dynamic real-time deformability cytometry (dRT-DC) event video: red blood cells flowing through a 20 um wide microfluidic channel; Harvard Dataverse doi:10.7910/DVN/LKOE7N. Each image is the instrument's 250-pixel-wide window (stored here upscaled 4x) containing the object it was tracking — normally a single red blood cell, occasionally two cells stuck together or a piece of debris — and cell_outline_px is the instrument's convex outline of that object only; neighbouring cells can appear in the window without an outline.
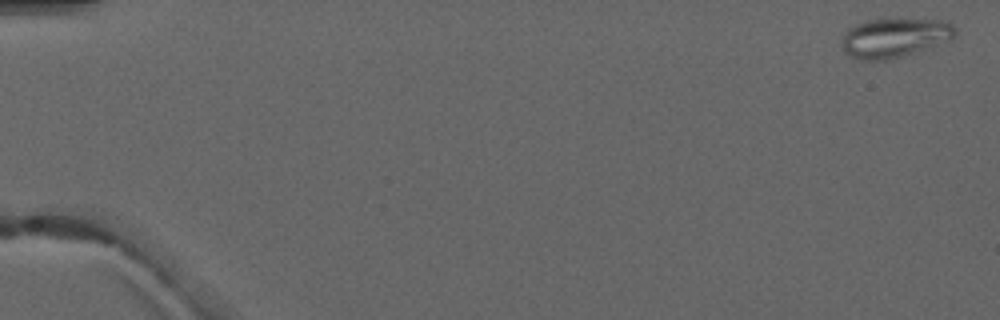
{"species": "common noctule bat (a hibernating species)", "species_latin": "Nyctalus noctula", "temperature_condition": "warm", "stored_images_in_passage": 5, "camera_frame_rate_fps": 3000, "um_per_image_px": 0.085, "animal": {"sex": "male", "forearm_length_mm": 52.5}, "frame": {"image": 1, "passage_image": 1, "time_ms": 0.0, "image_size_px": [1000, 320], "cell_outline_px": [[956, 36], [952, 40], [904, 56], [884, 60], [864, 60], [852, 56], [844, 52], [840, 40], [844, 32], [848, 28], [856, 24], [868, 20], [896, 16], [940, 20], [952, 24], [956, 28]], "centroid_in_image_um": [76.06, 3.16], "position_along_channel_um": 8.9, "area_um2": 26.93}}